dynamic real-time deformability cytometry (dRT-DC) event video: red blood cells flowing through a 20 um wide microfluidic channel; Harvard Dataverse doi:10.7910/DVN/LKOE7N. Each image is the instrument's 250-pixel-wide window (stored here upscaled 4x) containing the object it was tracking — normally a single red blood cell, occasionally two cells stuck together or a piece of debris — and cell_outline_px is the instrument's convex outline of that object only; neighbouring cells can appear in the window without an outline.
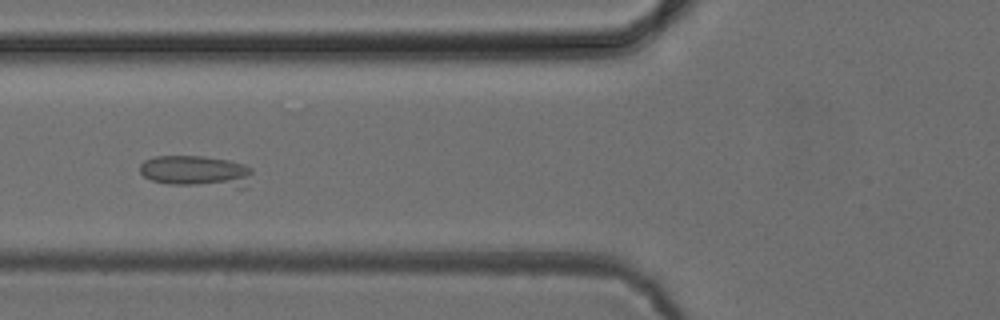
{"species": "common noctule bat (a hibernating species)", "species_latin": "Nyctalus noctula", "temperature_condition": "cold", "stored_images_in_passage": 6, "camera_frame_rate_fps": 3000, "um_per_image_px": 0.085, "animal": {"sex": "female", "body_mass_g": 24.6, "forearm_length_mm": 56.2}, "frame": {"image": 1, "passage_image": 6, "time_ms": 5.667, "image_size_px": [1000, 320], "cell_outline_px": [[252, 172], [244, 188], [236, 188], [168, 184], [152, 180], [144, 176], [140, 172], [140, 164], [144, 160], [156, 156], [204, 156], [228, 160], [244, 164], [252, 168]], "centroid_in_image_um": [16.69, 14.57], "position_along_channel_um": 109.1, "area_um2": 20.81}}